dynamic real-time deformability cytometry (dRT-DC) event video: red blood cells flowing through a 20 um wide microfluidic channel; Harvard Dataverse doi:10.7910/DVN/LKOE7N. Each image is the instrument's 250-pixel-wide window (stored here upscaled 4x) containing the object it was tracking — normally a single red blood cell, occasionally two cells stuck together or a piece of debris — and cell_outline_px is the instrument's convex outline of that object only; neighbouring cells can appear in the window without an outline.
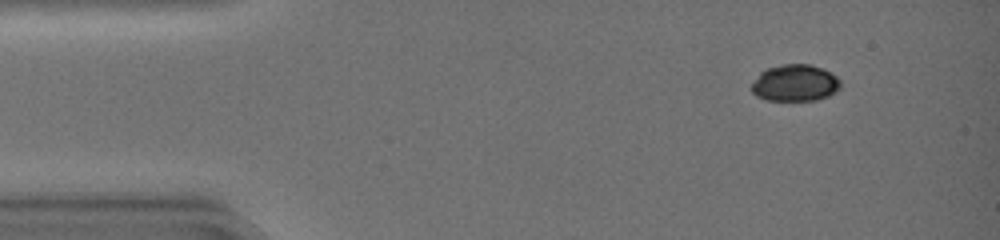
{"species": "common noctule bat (a hibernating species)", "species_latin": "Nyctalus noctula", "temperature_condition": "warm", "stored_images_in_passage": 44, "camera_frame_rate_fps": 3000, "um_per_image_px": 0.085, "animal": {"sex": "female", "body_mass_g": 19.0, "forearm_length_mm": 51.5}, "frame": {"image": 1, "passage_image": 5, "time_ms": 1.333, "image_size_px": [1000, 240], "cell_outline_px": [[840, 88], [828, 96], [816, 100], [768, 100], [756, 96], [752, 92], [752, 80], [760, 72], [768, 68], [784, 64], [808, 64], [820, 68], [836, 76], [840, 80]], "centroid_in_image_um": [67.55, 7.06], "position_along_channel_um": 17.5, "area_um2": 18.9}}
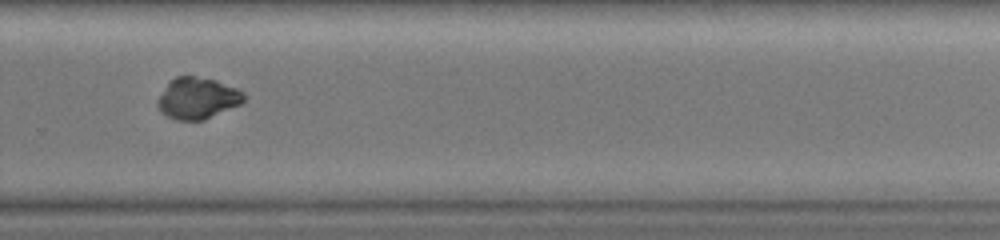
{"frame": {"image": 2, "passage_image": 31, "time_ms": 10.0, "image_size_px": [1000, 240], "cell_outline_px": [[244, 100], [240, 104], [204, 120], [176, 120], [160, 112], [156, 104], [156, 100], [168, 84], [176, 76], [192, 76], [216, 80], [236, 88], [244, 92]], "centroid_in_image_um": [16.77, 8.36], "position_along_channel_um": 313.0, "area_um2": 20.63}}
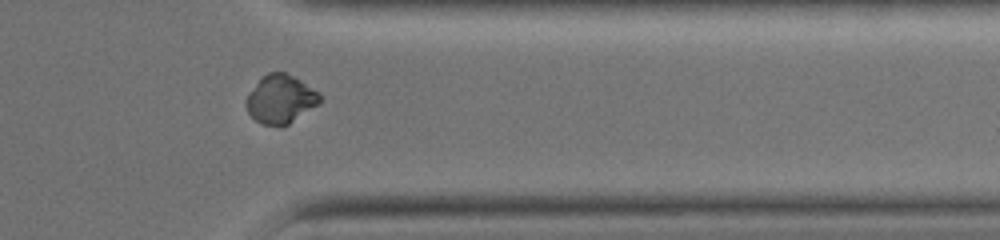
{"frame": {"image": 3, "passage_image": 36, "time_ms": 11.667, "image_size_px": [1000, 240], "cell_outline_px": [[320, 104], [288, 124], [280, 128], [260, 124], [248, 112], [244, 104], [248, 96], [256, 84], [268, 72], [284, 72], [300, 80], [316, 92], [320, 96]], "centroid_in_image_um": [23.83, 8.48], "position_along_channel_um": 387.6, "area_um2": 20.58}, "authors_computed_cell_mechanics": {"area_um2": 21.7906, "velocity_mm_per_s": 4.4344, "shape_relaxation_time_tau1_ms": 4.7502, "shape_relaxation_time_tau2_ms": null, "deformation_change_tau1": 0.2123, "deformation_change_tau2": null}}